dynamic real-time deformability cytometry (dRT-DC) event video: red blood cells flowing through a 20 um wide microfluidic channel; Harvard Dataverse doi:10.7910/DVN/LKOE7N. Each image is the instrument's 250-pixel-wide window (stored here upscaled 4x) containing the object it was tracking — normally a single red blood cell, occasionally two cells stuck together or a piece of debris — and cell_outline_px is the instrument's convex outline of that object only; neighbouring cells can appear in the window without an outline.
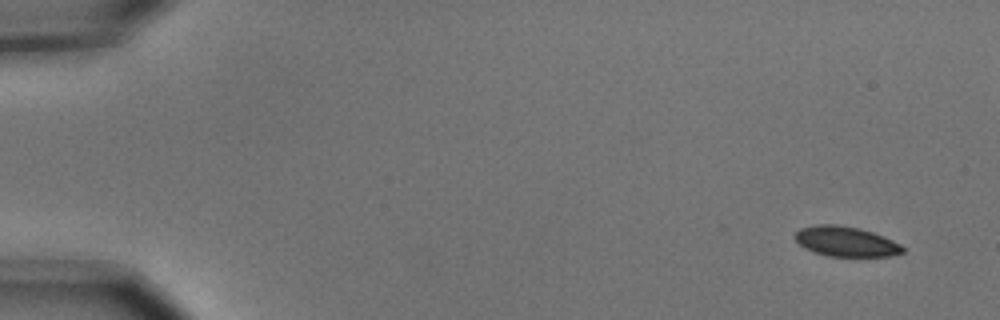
{"species": "common noctule bat (a hibernating species)", "species_latin": "Nyctalus noctula", "temperature_condition": "cold", "stored_images_in_passage": 5, "camera_frame_rate_fps": 3000, "um_per_image_px": 0.085, "animal": {"sex": "male", "body_mass_g": 15.6}, "frame": {"image": 1, "passage_image": 1, "time_ms": 0.0, "image_size_px": [1000, 320], "cell_outline_px": [[904, 252], [888, 256], [828, 256], [804, 248], [792, 236], [800, 228], [816, 224], [836, 224], [860, 228], [884, 236], [900, 244], [904, 248]], "centroid_in_image_um": [71.88, 20.51], "position_along_channel_um": 13.1, "area_um2": 18.84}}